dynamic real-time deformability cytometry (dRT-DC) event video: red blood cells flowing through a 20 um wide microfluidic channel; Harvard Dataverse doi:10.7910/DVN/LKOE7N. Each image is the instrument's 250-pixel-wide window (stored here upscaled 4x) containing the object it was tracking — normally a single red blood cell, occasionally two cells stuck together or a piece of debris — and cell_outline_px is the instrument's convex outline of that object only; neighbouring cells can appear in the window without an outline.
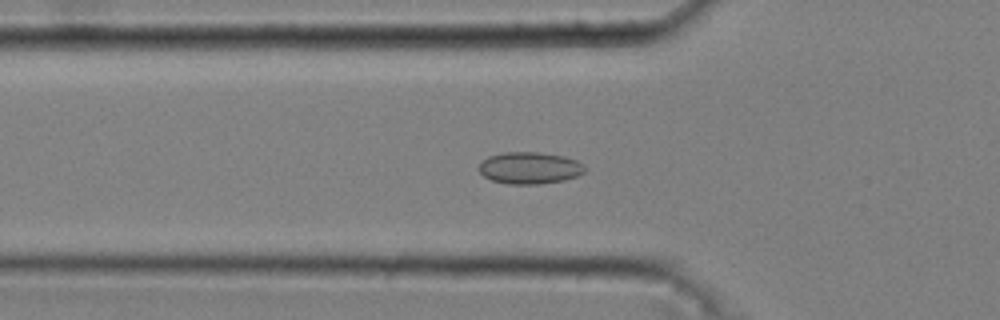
{"species": "common noctule bat (a hibernating species)", "species_latin": "Nyctalus noctula", "temperature_condition": "cold", "stored_images_in_passage": 48, "camera_frame_rate_fps": 3000, "um_per_image_px": 0.085, "animal": {"sex": "male", "body_mass_g": 20.4}, "frame": {"image": 1, "passage_image": 17, "time_ms": 5.333, "image_size_px": [1000, 320], "cell_outline_px": [[584, 172], [576, 176], [564, 180], [540, 184], [508, 184], [492, 180], [484, 176], [476, 168], [488, 156], [504, 152], [540, 152], [564, 156], [576, 160], [584, 164]], "centroid_in_image_um": [45.01, 14.27], "position_along_channel_um": 80.8, "area_um2": 19.71}}
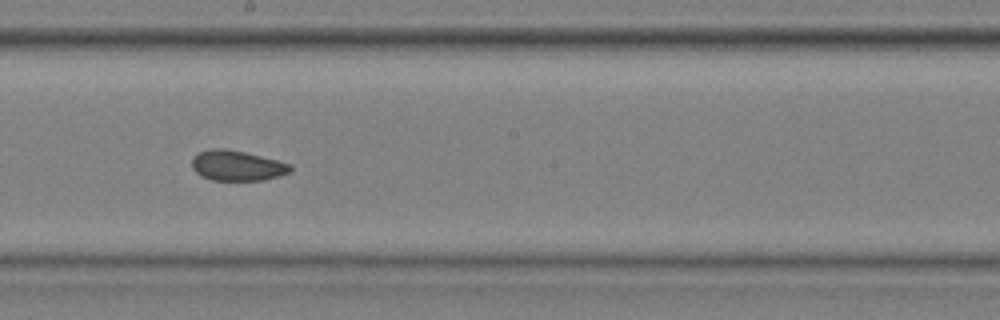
{"frame": {"image": 2, "passage_image": 29, "time_ms": 9.333, "image_size_px": [1000, 320], "cell_outline_px": [[292, 172], [280, 176], [264, 180], [212, 180], [200, 176], [192, 168], [192, 156], [200, 152], [212, 148], [224, 148], [244, 152], [292, 164]], "centroid_in_image_um": [20.15, 14.08], "position_along_channel_um": 228.0, "area_um2": 17.46}}
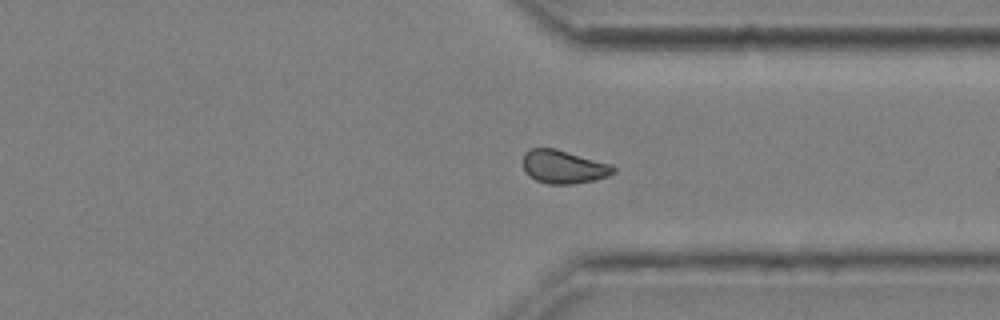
{"frame": {"image": 3, "passage_image": 40, "time_ms": 13.0, "image_size_px": [1000, 320], "cell_outline_px": [[616, 172], [608, 176], [596, 180], [572, 184], [548, 184], [536, 180], [528, 176], [524, 172], [524, 152], [532, 148], [556, 148], [612, 164], [616, 168]], "centroid_in_image_um": [47.93, 14.18], "position_along_channel_um": 363.5, "area_um2": 17.8}, "authors_computed_cell_mechanics": {"area_um2": 17.6579, "velocity_mm_per_s": 3.6795, "shape_relaxation_time_tau1_ms": null, "shape_relaxation_time_tau2_ms": 2.0316, "deformation_change_tau1": null, "deformation_change_tau2": 0.0559}}